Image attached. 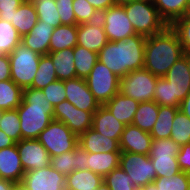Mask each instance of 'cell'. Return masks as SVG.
Returning <instances> with one entry per match:
<instances>
[{
    "label": "cell",
    "mask_w": 190,
    "mask_h": 190,
    "mask_svg": "<svg viewBox=\"0 0 190 190\" xmlns=\"http://www.w3.org/2000/svg\"><path fill=\"white\" fill-rule=\"evenodd\" d=\"M146 38L136 34L128 36L125 40L108 41L99 51V62L104 64L119 78L129 72L142 69L145 58Z\"/></svg>",
    "instance_id": "6da1fadb"
},
{
    "label": "cell",
    "mask_w": 190,
    "mask_h": 190,
    "mask_svg": "<svg viewBox=\"0 0 190 190\" xmlns=\"http://www.w3.org/2000/svg\"><path fill=\"white\" fill-rule=\"evenodd\" d=\"M184 55L176 31L167 26L163 31L146 38L144 66L151 74L164 77Z\"/></svg>",
    "instance_id": "7a4b0ae2"
},
{
    "label": "cell",
    "mask_w": 190,
    "mask_h": 190,
    "mask_svg": "<svg viewBox=\"0 0 190 190\" xmlns=\"http://www.w3.org/2000/svg\"><path fill=\"white\" fill-rule=\"evenodd\" d=\"M16 109L22 139H37L53 120L54 107L40 89H23L22 102Z\"/></svg>",
    "instance_id": "3957f363"
},
{
    "label": "cell",
    "mask_w": 190,
    "mask_h": 190,
    "mask_svg": "<svg viewBox=\"0 0 190 190\" xmlns=\"http://www.w3.org/2000/svg\"><path fill=\"white\" fill-rule=\"evenodd\" d=\"M123 7L136 34L149 37L168 26L159 15L152 0H133Z\"/></svg>",
    "instance_id": "277c9868"
},
{
    "label": "cell",
    "mask_w": 190,
    "mask_h": 190,
    "mask_svg": "<svg viewBox=\"0 0 190 190\" xmlns=\"http://www.w3.org/2000/svg\"><path fill=\"white\" fill-rule=\"evenodd\" d=\"M41 54L18 44L9 54L11 80L21 89L30 88L38 70Z\"/></svg>",
    "instance_id": "5b68a950"
},
{
    "label": "cell",
    "mask_w": 190,
    "mask_h": 190,
    "mask_svg": "<svg viewBox=\"0 0 190 190\" xmlns=\"http://www.w3.org/2000/svg\"><path fill=\"white\" fill-rule=\"evenodd\" d=\"M37 140L45 147L50 157L75 150L78 147V136L63 122L54 119L39 134Z\"/></svg>",
    "instance_id": "8992f818"
},
{
    "label": "cell",
    "mask_w": 190,
    "mask_h": 190,
    "mask_svg": "<svg viewBox=\"0 0 190 190\" xmlns=\"http://www.w3.org/2000/svg\"><path fill=\"white\" fill-rule=\"evenodd\" d=\"M180 146L171 138L153 139L150 159L156 171L157 177H171L181 172L177 155Z\"/></svg>",
    "instance_id": "52a82bcc"
},
{
    "label": "cell",
    "mask_w": 190,
    "mask_h": 190,
    "mask_svg": "<svg viewBox=\"0 0 190 190\" xmlns=\"http://www.w3.org/2000/svg\"><path fill=\"white\" fill-rule=\"evenodd\" d=\"M158 76L145 68L129 72L120 78L119 92L136 101H153Z\"/></svg>",
    "instance_id": "ba28073f"
},
{
    "label": "cell",
    "mask_w": 190,
    "mask_h": 190,
    "mask_svg": "<svg viewBox=\"0 0 190 190\" xmlns=\"http://www.w3.org/2000/svg\"><path fill=\"white\" fill-rule=\"evenodd\" d=\"M85 80L100 105L107 103L119 92L120 78L99 61Z\"/></svg>",
    "instance_id": "9c48e42d"
},
{
    "label": "cell",
    "mask_w": 190,
    "mask_h": 190,
    "mask_svg": "<svg viewBox=\"0 0 190 190\" xmlns=\"http://www.w3.org/2000/svg\"><path fill=\"white\" fill-rule=\"evenodd\" d=\"M119 166L132 178L135 187H145L157 178L149 155L121 152Z\"/></svg>",
    "instance_id": "30bf717a"
},
{
    "label": "cell",
    "mask_w": 190,
    "mask_h": 190,
    "mask_svg": "<svg viewBox=\"0 0 190 190\" xmlns=\"http://www.w3.org/2000/svg\"><path fill=\"white\" fill-rule=\"evenodd\" d=\"M100 20L109 41L125 40L128 36L136 35L123 6L113 5L102 11Z\"/></svg>",
    "instance_id": "8fae6325"
},
{
    "label": "cell",
    "mask_w": 190,
    "mask_h": 190,
    "mask_svg": "<svg viewBox=\"0 0 190 190\" xmlns=\"http://www.w3.org/2000/svg\"><path fill=\"white\" fill-rule=\"evenodd\" d=\"M95 111H84L76 108L68 100L54 107L53 119L63 122L78 137L92 127Z\"/></svg>",
    "instance_id": "7c38bea8"
},
{
    "label": "cell",
    "mask_w": 190,
    "mask_h": 190,
    "mask_svg": "<svg viewBox=\"0 0 190 190\" xmlns=\"http://www.w3.org/2000/svg\"><path fill=\"white\" fill-rule=\"evenodd\" d=\"M66 176L51 166L24 173L22 184L26 190H58L65 186Z\"/></svg>",
    "instance_id": "4fadbf2b"
},
{
    "label": "cell",
    "mask_w": 190,
    "mask_h": 190,
    "mask_svg": "<svg viewBox=\"0 0 190 190\" xmlns=\"http://www.w3.org/2000/svg\"><path fill=\"white\" fill-rule=\"evenodd\" d=\"M16 146L25 172L50 166L51 157L37 139H21Z\"/></svg>",
    "instance_id": "5bb4252c"
},
{
    "label": "cell",
    "mask_w": 190,
    "mask_h": 190,
    "mask_svg": "<svg viewBox=\"0 0 190 190\" xmlns=\"http://www.w3.org/2000/svg\"><path fill=\"white\" fill-rule=\"evenodd\" d=\"M66 100L84 111H96L101 105L90 92L86 80L73 78L64 81Z\"/></svg>",
    "instance_id": "9a60e30c"
},
{
    "label": "cell",
    "mask_w": 190,
    "mask_h": 190,
    "mask_svg": "<svg viewBox=\"0 0 190 190\" xmlns=\"http://www.w3.org/2000/svg\"><path fill=\"white\" fill-rule=\"evenodd\" d=\"M152 136L149 132L129 124L125 125L119 145L121 152L149 155L152 145Z\"/></svg>",
    "instance_id": "2e32d148"
},
{
    "label": "cell",
    "mask_w": 190,
    "mask_h": 190,
    "mask_svg": "<svg viewBox=\"0 0 190 190\" xmlns=\"http://www.w3.org/2000/svg\"><path fill=\"white\" fill-rule=\"evenodd\" d=\"M172 87L173 98L180 102L190 92V72L187 56L184 54L163 77Z\"/></svg>",
    "instance_id": "e0dca14e"
},
{
    "label": "cell",
    "mask_w": 190,
    "mask_h": 190,
    "mask_svg": "<svg viewBox=\"0 0 190 190\" xmlns=\"http://www.w3.org/2000/svg\"><path fill=\"white\" fill-rule=\"evenodd\" d=\"M77 36V45L96 53H99L109 41L100 19L90 23L78 24Z\"/></svg>",
    "instance_id": "ac0fdd59"
},
{
    "label": "cell",
    "mask_w": 190,
    "mask_h": 190,
    "mask_svg": "<svg viewBox=\"0 0 190 190\" xmlns=\"http://www.w3.org/2000/svg\"><path fill=\"white\" fill-rule=\"evenodd\" d=\"M119 140L106 137L91 127L78 137V146L86 153L121 152Z\"/></svg>",
    "instance_id": "d6986e66"
},
{
    "label": "cell",
    "mask_w": 190,
    "mask_h": 190,
    "mask_svg": "<svg viewBox=\"0 0 190 190\" xmlns=\"http://www.w3.org/2000/svg\"><path fill=\"white\" fill-rule=\"evenodd\" d=\"M121 152H99L86 153L82 152L81 168L89 169L93 173L101 175L103 178L113 169L119 167Z\"/></svg>",
    "instance_id": "ffe728a7"
},
{
    "label": "cell",
    "mask_w": 190,
    "mask_h": 190,
    "mask_svg": "<svg viewBox=\"0 0 190 190\" xmlns=\"http://www.w3.org/2000/svg\"><path fill=\"white\" fill-rule=\"evenodd\" d=\"M24 173L16 144L0 149V179L21 183Z\"/></svg>",
    "instance_id": "44dd1931"
},
{
    "label": "cell",
    "mask_w": 190,
    "mask_h": 190,
    "mask_svg": "<svg viewBox=\"0 0 190 190\" xmlns=\"http://www.w3.org/2000/svg\"><path fill=\"white\" fill-rule=\"evenodd\" d=\"M53 31L54 28L51 25L37 21L29 34L21 37V43L41 55H47L50 52V39Z\"/></svg>",
    "instance_id": "7402d4cb"
},
{
    "label": "cell",
    "mask_w": 190,
    "mask_h": 190,
    "mask_svg": "<svg viewBox=\"0 0 190 190\" xmlns=\"http://www.w3.org/2000/svg\"><path fill=\"white\" fill-rule=\"evenodd\" d=\"M92 128L106 137L120 139L125 124L116 119L104 105H101L93 114Z\"/></svg>",
    "instance_id": "603a6c76"
},
{
    "label": "cell",
    "mask_w": 190,
    "mask_h": 190,
    "mask_svg": "<svg viewBox=\"0 0 190 190\" xmlns=\"http://www.w3.org/2000/svg\"><path fill=\"white\" fill-rule=\"evenodd\" d=\"M139 102L118 92L104 106L125 125L132 124Z\"/></svg>",
    "instance_id": "cb8c5ba5"
},
{
    "label": "cell",
    "mask_w": 190,
    "mask_h": 190,
    "mask_svg": "<svg viewBox=\"0 0 190 190\" xmlns=\"http://www.w3.org/2000/svg\"><path fill=\"white\" fill-rule=\"evenodd\" d=\"M103 177L89 169H76L66 176L65 186L69 190H96Z\"/></svg>",
    "instance_id": "d4e9b609"
},
{
    "label": "cell",
    "mask_w": 190,
    "mask_h": 190,
    "mask_svg": "<svg viewBox=\"0 0 190 190\" xmlns=\"http://www.w3.org/2000/svg\"><path fill=\"white\" fill-rule=\"evenodd\" d=\"M47 55L52 60L58 80L65 81L76 78L73 48L49 52Z\"/></svg>",
    "instance_id": "484cf974"
},
{
    "label": "cell",
    "mask_w": 190,
    "mask_h": 190,
    "mask_svg": "<svg viewBox=\"0 0 190 190\" xmlns=\"http://www.w3.org/2000/svg\"><path fill=\"white\" fill-rule=\"evenodd\" d=\"M38 21L37 12L32 2L25 0L14 12L11 24L22 37L32 30Z\"/></svg>",
    "instance_id": "4316f807"
},
{
    "label": "cell",
    "mask_w": 190,
    "mask_h": 190,
    "mask_svg": "<svg viewBox=\"0 0 190 190\" xmlns=\"http://www.w3.org/2000/svg\"><path fill=\"white\" fill-rule=\"evenodd\" d=\"M77 25H59L50 39V52L74 48L77 45Z\"/></svg>",
    "instance_id": "83f0119b"
},
{
    "label": "cell",
    "mask_w": 190,
    "mask_h": 190,
    "mask_svg": "<svg viewBox=\"0 0 190 190\" xmlns=\"http://www.w3.org/2000/svg\"><path fill=\"white\" fill-rule=\"evenodd\" d=\"M161 18L171 26L184 16L189 0H152Z\"/></svg>",
    "instance_id": "f1b7e54d"
},
{
    "label": "cell",
    "mask_w": 190,
    "mask_h": 190,
    "mask_svg": "<svg viewBox=\"0 0 190 190\" xmlns=\"http://www.w3.org/2000/svg\"><path fill=\"white\" fill-rule=\"evenodd\" d=\"M179 107L159 106L156 123L150 135L152 139H168L171 135L172 122Z\"/></svg>",
    "instance_id": "f546056e"
},
{
    "label": "cell",
    "mask_w": 190,
    "mask_h": 190,
    "mask_svg": "<svg viewBox=\"0 0 190 190\" xmlns=\"http://www.w3.org/2000/svg\"><path fill=\"white\" fill-rule=\"evenodd\" d=\"M158 111L159 105L154 100L140 102L135 112L132 125L150 133L156 123Z\"/></svg>",
    "instance_id": "4dcf8cb0"
},
{
    "label": "cell",
    "mask_w": 190,
    "mask_h": 190,
    "mask_svg": "<svg viewBox=\"0 0 190 190\" xmlns=\"http://www.w3.org/2000/svg\"><path fill=\"white\" fill-rule=\"evenodd\" d=\"M81 156L82 151L78 146L75 150L64 152L58 156H52L50 166L67 176L74 170L81 168Z\"/></svg>",
    "instance_id": "1f68e13d"
},
{
    "label": "cell",
    "mask_w": 190,
    "mask_h": 190,
    "mask_svg": "<svg viewBox=\"0 0 190 190\" xmlns=\"http://www.w3.org/2000/svg\"><path fill=\"white\" fill-rule=\"evenodd\" d=\"M23 89L11 79L0 82V110L16 109L22 102Z\"/></svg>",
    "instance_id": "d6a6232c"
},
{
    "label": "cell",
    "mask_w": 190,
    "mask_h": 190,
    "mask_svg": "<svg viewBox=\"0 0 190 190\" xmlns=\"http://www.w3.org/2000/svg\"><path fill=\"white\" fill-rule=\"evenodd\" d=\"M73 51L76 77L86 79L95 66V63L99 60L98 53L79 45H76Z\"/></svg>",
    "instance_id": "836d02e7"
},
{
    "label": "cell",
    "mask_w": 190,
    "mask_h": 190,
    "mask_svg": "<svg viewBox=\"0 0 190 190\" xmlns=\"http://www.w3.org/2000/svg\"><path fill=\"white\" fill-rule=\"evenodd\" d=\"M55 67L48 55H41L36 76L30 88L42 90L50 83L57 81Z\"/></svg>",
    "instance_id": "e575fe53"
},
{
    "label": "cell",
    "mask_w": 190,
    "mask_h": 190,
    "mask_svg": "<svg viewBox=\"0 0 190 190\" xmlns=\"http://www.w3.org/2000/svg\"><path fill=\"white\" fill-rule=\"evenodd\" d=\"M170 138L179 146L190 143V118L180 109L176 112L172 122Z\"/></svg>",
    "instance_id": "d590c367"
},
{
    "label": "cell",
    "mask_w": 190,
    "mask_h": 190,
    "mask_svg": "<svg viewBox=\"0 0 190 190\" xmlns=\"http://www.w3.org/2000/svg\"><path fill=\"white\" fill-rule=\"evenodd\" d=\"M21 43V36L15 27L0 19V54L9 55Z\"/></svg>",
    "instance_id": "8d00e7d4"
},
{
    "label": "cell",
    "mask_w": 190,
    "mask_h": 190,
    "mask_svg": "<svg viewBox=\"0 0 190 190\" xmlns=\"http://www.w3.org/2000/svg\"><path fill=\"white\" fill-rule=\"evenodd\" d=\"M38 21H42L53 28L61 25L60 16L54 0L36 1L33 3Z\"/></svg>",
    "instance_id": "74e56055"
},
{
    "label": "cell",
    "mask_w": 190,
    "mask_h": 190,
    "mask_svg": "<svg viewBox=\"0 0 190 190\" xmlns=\"http://www.w3.org/2000/svg\"><path fill=\"white\" fill-rule=\"evenodd\" d=\"M0 129L16 143L22 139L20 118L17 109L4 110L1 113Z\"/></svg>",
    "instance_id": "f35d334b"
},
{
    "label": "cell",
    "mask_w": 190,
    "mask_h": 190,
    "mask_svg": "<svg viewBox=\"0 0 190 190\" xmlns=\"http://www.w3.org/2000/svg\"><path fill=\"white\" fill-rule=\"evenodd\" d=\"M158 190H188L190 187V175L181 171L169 178L157 177L153 181Z\"/></svg>",
    "instance_id": "ab89813d"
},
{
    "label": "cell",
    "mask_w": 190,
    "mask_h": 190,
    "mask_svg": "<svg viewBox=\"0 0 190 190\" xmlns=\"http://www.w3.org/2000/svg\"><path fill=\"white\" fill-rule=\"evenodd\" d=\"M153 100L159 106L180 107L181 104L177 98H173L172 87L163 77L157 79Z\"/></svg>",
    "instance_id": "60d3db41"
},
{
    "label": "cell",
    "mask_w": 190,
    "mask_h": 190,
    "mask_svg": "<svg viewBox=\"0 0 190 190\" xmlns=\"http://www.w3.org/2000/svg\"><path fill=\"white\" fill-rule=\"evenodd\" d=\"M111 190H133L132 178L119 166L103 178Z\"/></svg>",
    "instance_id": "b9f144b4"
},
{
    "label": "cell",
    "mask_w": 190,
    "mask_h": 190,
    "mask_svg": "<svg viewBox=\"0 0 190 190\" xmlns=\"http://www.w3.org/2000/svg\"><path fill=\"white\" fill-rule=\"evenodd\" d=\"M76 25L100 19V13L87 0H73Z\"/></svg>",
    "instance_id": "7bdbcfd3"
},
{
    "label": "cell",
    "mask_w": 190,
    "mask_h": 190,
    "mask_svg": "<svg viewBox=\"0 0 190 190\" xmlns=\"http://www.w3.org/2000/svg\"><path fill=\"white\" fill-rule=\"evenodd\" d=\"M171 27L178 34L184 53H190V17L177 19Z\"/></svg>",
    "instance_id": "ee69618b"
},
{
    "label": "cell",
    "mask_w": 190,
    "mask_h": 190,
    "mask_svg": "<svg viewBox=\"0 0 190 190\" xmlns=\"http://www.w3.org/2000/svg\"><path fill=\"white\" fill-rule=\"evenodd\" d=\"M42 92L53 107L66 100L64 81L57 80L53 83H50L48 86L42 89Z\"/></svg>",
    "instance_id": "f6af8a7d"
},
{
    "label": "cell",
    "mask_w": 190,
    "mask_h": 190,
    "mask_svg": "<svg viewBox=\"0 0 190 190\" xmlns=\"http://www.w3.org/2000/svg\"><path fill=\"white\" fill-rule=\"evenodd\" d=\"M61 25H76L73 0H55Z\"/></svg>",
    "instance_id": "bcb514c9"
},
{
    "label": "cell",
    "mask_w": 190,
    "mask_h": 190,
    "mask_svg": "<svg viewBox=\"0 0 190 190\" xmlns=\"http://www.w3.org/2000/svg\"><path fill=\"white\" fill-rule=\"evenodd\" d=\"M25 0H0V19L11 23L14 12Z\"/></svg>",
    "instance_id": "7dc6e473"
},
{
    "label": "cell",
    "mask_w": 190,
    "mask_h": 190,
    "mask_svg": "<svg viewBox=\"0 0 190 190\" xmlns=\"http://www.w3.org/2000/svg\"><path fill=\"white\" fill-rule=\"evenodd\" d=\"M177 160L180 170L190 175V143L180 146Z\"/></svg>",
    "instance_id": "c3c4849f"
},
{
    "label": "cell",
    "mask_w": 190,
    "mask_h": 190,
    "mask_svg": "<svg viewBox=\"0 0 190 190\" xmlns=\"http://www.w3.org/2000/svg\"><path fill=\"white\" fill-rule=\"evenodd\" d=\"M11 79V67L9 55H0V82Z\"/></svg>",
    "instance_id": "681fc988"
},
{
    "label": "cell",
    "mask_w": 190,
    "mask_h": 190,
    "mask_svg": "<svg viewBox=\"0 0 190 190\" xmlns=\"http://www.w3.org/2000/svg\"><path fill=\"white\" fill-rule=\"evenodd\" d=\"M99 13L115 5L113 0H87Z\"/></svg>",
    "instance_id": "f907efd6"
},
{
    "label": "cell",
    "mask_w": 190,
    "mask_h": 190,
    "mask_svg": "<svg viewBox=\"0 0 190 190\" xmlns=\"http://www.w3.org/2000/svg\"><path fill=\"white\" fill-rule=\"evenodd\" d=\"M16 142L0 129V149L15 145Z\"/></svg>",
    "instance_id": "816d5d0a"
},
{
    "label": "cell",
    "mask_w": 190,
    "mask_h": 190,
    "mask_svg": "<svg viewBox=\"0 0 190 190\" xmlns=\"http://www.w3.org/2000/svg\"><path fill=\"white\" fill-rule=\"evenodd\" d=\"M179 109L190 118V92L181 102Z\"/></svg>",
    "instance_id": "f5cc1de1"
},
{
    "label": "cell",
    "mask_w": 190,
    "mask_h": 190,
    "mask_svg": "<svg viewBox=\"0 0 190 190\" xmlns=\"http://www.w3.org/2000/svg\"><path fill=\"white\" fill-rule=\"evenodd\" d=\"M15 183L6 179H0V190H11Z\"/></svg>",
    "instance_id": "db71d44e"
},
{
    "label": "cell",
    "mask_w": 190,
    "mask_h": 190,
    "mask_svg": "<svg viewBox=\"0 0 190 190\" xmlns=\"http://www.w3.org/2000/svg\"><path fill=\"white\" fill-rule=\"evenodd\" d=\"M11 190H26L22 183H15Z\"/></svg>",
    "instance_id": "11a10c76"
},
{
    "label": "cell",
    "mask_w": 190,
    "mask_h": 190,
    "mask_svg": "<svg viewBox=\"0 0 190 190\" xmlns=\"http://www.w3.org/2000/svg\"><path fill=\"white\" fill-rule=\"evenodd\" d=\"M115 5L123 6L125 4H128L129 2L133 0H113Z\"/></svg>",
    "instance_id": "9f6ffc18"
},
{
    "label": "cell",
    "mask_w": 190,
    "mask_h": 190,
    "mask_svg": "<svg viewBox=\"0 0 190 190\" xmlns=\"http://www.w3.org/2000/svg\"><path fill=\"white\" fill-rule=\"evenodd\" d=\"M96 190H111L108 185L103 181Z\"/></svg>",
    "instance_id": "6f0895ef"
},
{
    "label": "cell",
    "mask_w": 190,
    "mask_h": 190,
    "mask_svg": "<svg viewBox=\"0 0 190 190\" xmlns=\"http://www.w3.org/2000/svg\"><path fill=\"white\" fill-rule=\"evenodd\" d=\"M145 190H158L154 183L148 184L144 187Z\"/></svg>",
    "instance_id": "680465c9"
},
{
    "label": "cell",
    "mask_w": 190,
    "mask_h": 190,
    "mask_svg": "<svg viewBox=\"0 0 190 190\" xmlns=\"http://www.w3.org/2000/svg\"><path fill=\"white\" fill-rule=\"evenodd\" d=\"M184 17H190V0L188 2L187 10L184 14Z\"/></svg>",
    "instance_id": "91938a15"
},
{
    "label": "cell",
    "mask_w": 190,
    "mask_h": 190,
    "mask_svg": "<svg viewBox=\"0 0 190 190\" xmlns=\"http://www.w3.org/2000/svg\"><path fill=\"white\" fill-rule=\"evenodd\" d=\"M187 56V62L189 65V72H190V53H184Z\"/></svg>",
    "instance_id": "94428289"
},
{
    "label": "cell",
    "mask_w": 190,
    "mask_h": 190,
    "mask_svg": "<svg viewBox=\"0 0 190 190\" xmlns=\"http://www.w3.org/2000/svg\"><path fill=\"white\" fill-rule=\"evenodd\" d=\"M133 190H145L144 187H134Z\"/></svg>",
    "instance_id": "6125c7cd"
},
{
    "label": "cell",
    "mask_w": 190,
    "mask_h": 190,
    "mask_svg": "<svg viewBox=\"0 0 190 190\" xmlns=\"http://www.w3.org/2000/svg\"><path fill=\"white\" fill-rule=\"evenodd\" d=\"M28 1L34 3V2H36V1H45V0H28ZM46 1H47V0H46ZM54 1H55V0H54Z\"/></svg>",
    "instance_id": "be15d7a7"
},
{
    "label": "cell",
    "mask_w": 190,
    "mask_h": 190,
    "mask_svg": "<svg viewBox=\"0 0 190 190\" xmlns=\"http://www.w3.org/2000/svg\"><path fill=\"white\" fill-rule=\"evenodd\" d=\"M58 190H69V189L66 186H63L62 188H60Z\"/></svg>",
    "instance_id": "e7e4bbea"
}]
</instances>
